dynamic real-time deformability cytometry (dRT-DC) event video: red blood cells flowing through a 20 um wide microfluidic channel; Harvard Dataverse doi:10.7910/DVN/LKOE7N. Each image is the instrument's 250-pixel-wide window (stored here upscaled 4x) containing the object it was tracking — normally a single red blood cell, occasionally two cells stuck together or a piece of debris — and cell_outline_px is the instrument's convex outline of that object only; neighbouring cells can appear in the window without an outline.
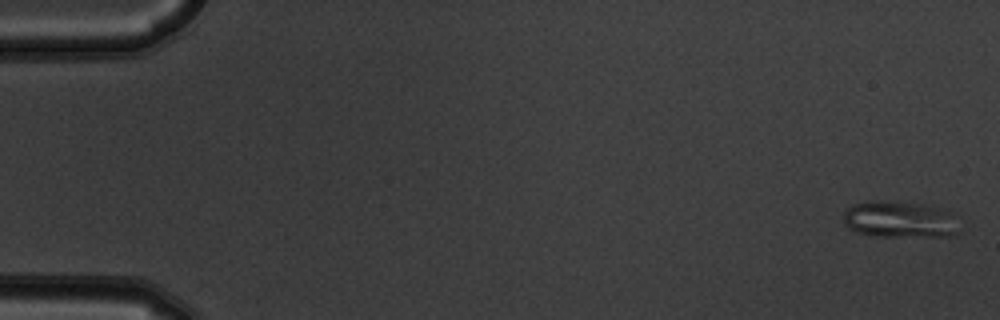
{"species": "common noctule bat (a hibernating species)", "species_latin": "Nyctalus noctula", "temperature_condition": "warm", "stored_images_in_passage": 8, "camera_frame_rate_fps": 3000, "um_per_image_px": 0.085, "animal": {"sex": "male", "body_mass_g": 19.5, "forearm_length_mm": 54.6}, "frame": {"image": 1, "passage_image": 1, "time_ms": 0.0, "image_size_px": [1000, 320], "cell_outline_px": [[960, 232], [956, 236], [880, 236], [856, 232], [848, 228], [844, 224], [844, 212], [848, 208], [856, 204], [872, 200], [896, 200], [924, 204], [940, 208], [952, 212]], "centroid_in_image_um": [76.51, 18.64], "position_along_channel_um": 8.5, "area_um2": 25.03}}
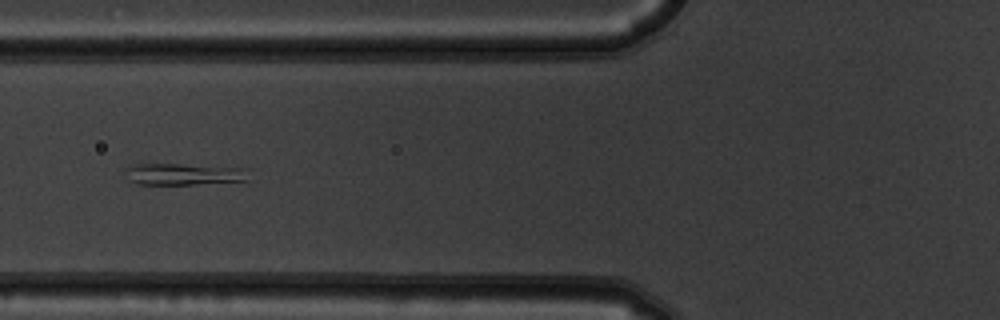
{"frame": {"image": 2, "passage_image": 6, "time_ms": 1.667, "image_size_px": [1000, 320], "cell_outline_px": [[252, 168], [248, 180], [192, 184], [136, 184], [128, 180], [128, 164], [180, 164]], "centroid_in_image_um": [15.71, 14.79], "position_along_channel_um": 110.1, "area_um2": 15.66}}
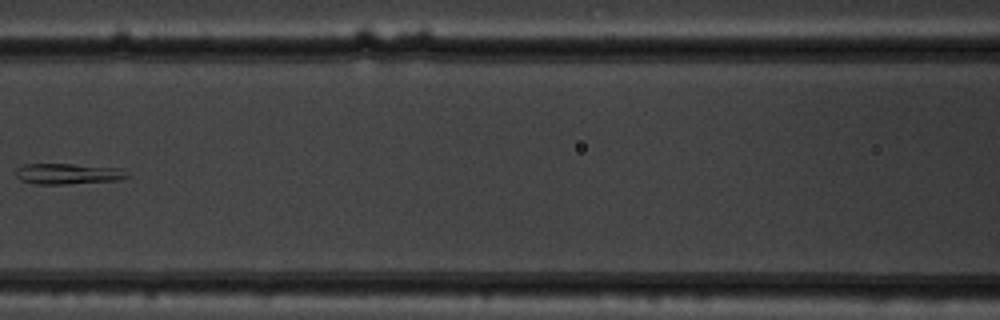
{"frame": {"image": 3, "passage_image": 7, "time_ms": 2.0, "image_size_px": [1000, 320], "cell_outline_px": [[132, 176], [120, 180], [64, 184], [36, 184], [20, 180], [16, 176], [16, 168], [24, 164], [72, 164], [120, 168]], "centroid_in_image_um": [5.79, 14.77], "position_along_channel_um": 160.8, "area_um2": 13.53}}